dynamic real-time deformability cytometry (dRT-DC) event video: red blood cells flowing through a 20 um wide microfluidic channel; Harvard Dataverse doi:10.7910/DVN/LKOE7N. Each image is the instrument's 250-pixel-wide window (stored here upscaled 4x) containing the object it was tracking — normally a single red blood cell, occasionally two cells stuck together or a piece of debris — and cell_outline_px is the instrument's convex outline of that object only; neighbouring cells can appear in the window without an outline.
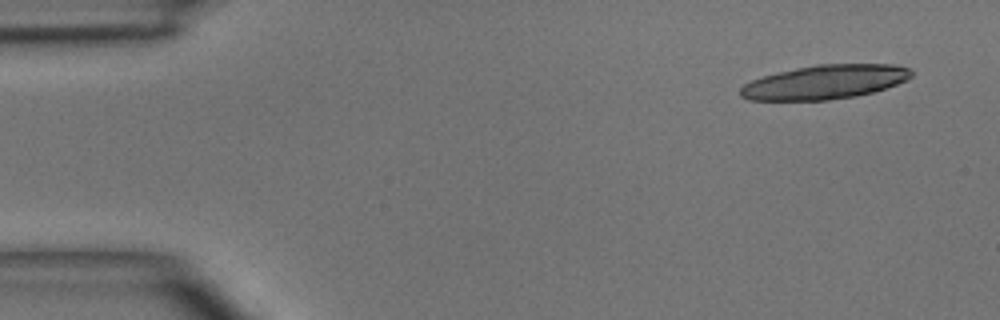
{"species": "common noctule bat (a hibernating species)", "species_latin": "Nyctalus noctula", "temperature_condition": "room temperature", "stored_images_in_passage": 5, "camera_frame_rate_fps": 3000, "um_per_image_px": 0.085, "animal": {"sex": "male", "body_mass_g": 15.6}, "frame": {"image": 1, "passage_image": 1, "time_ms": 0.0, "image_size_px": [1000, 320], "cell_outline_px": [[912, 76], [908, 80], [872, 92], [856, 96], [828, 100], [748, 100], [740, 96], [740, 88], [744, 84], [752, 80], [764, 76], [796, 68], [816, 64], [896, 64], [908, 68], [912, 72]], "centroid_in_image_um": [70.12, 6.97], "position_along_channel_um": 14.9, "area_um2": 33.87}}